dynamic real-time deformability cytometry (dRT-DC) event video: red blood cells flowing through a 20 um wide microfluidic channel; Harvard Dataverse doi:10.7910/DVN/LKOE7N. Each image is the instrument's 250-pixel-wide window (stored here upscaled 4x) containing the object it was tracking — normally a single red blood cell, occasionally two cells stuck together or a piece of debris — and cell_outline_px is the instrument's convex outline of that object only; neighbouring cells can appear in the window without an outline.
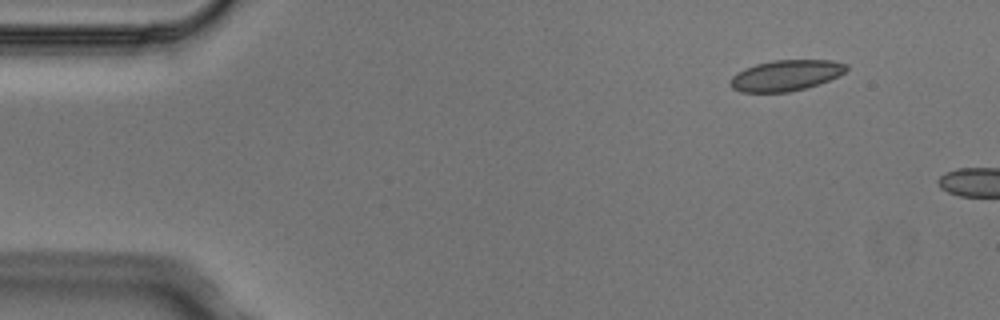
{"species": "Egyptian fruit bat (a non-hibernating species)", "species_latin": "Rousettus aegyptiacus", "temperature_condition": "cold", "stored_images_in_passage": 5, "segment_of_instrument_passage": [2, 2], "camera_frame_rate_fps": 3000, "um_per_image_px": 0.085, "animal": {"sex": "male"}, "frame": {"image": 1, "passage_image": 5, "time_ms": 1.333, "image_size_px": [1000, 320], "cell_outline_px": [[848, 68], [844, 72], [828, 80], [804, 88], [788, 92], [740, 92], [732, 88], [728, 84], [728, 80], [732, 76], [744, 68], [756, 64], [772, 60], [832, 60], [848, 64]], "centroid_in_image_um": [66.74, 6.4], "position_along_channel_um": 18.3, "area_um2": 20.81}}